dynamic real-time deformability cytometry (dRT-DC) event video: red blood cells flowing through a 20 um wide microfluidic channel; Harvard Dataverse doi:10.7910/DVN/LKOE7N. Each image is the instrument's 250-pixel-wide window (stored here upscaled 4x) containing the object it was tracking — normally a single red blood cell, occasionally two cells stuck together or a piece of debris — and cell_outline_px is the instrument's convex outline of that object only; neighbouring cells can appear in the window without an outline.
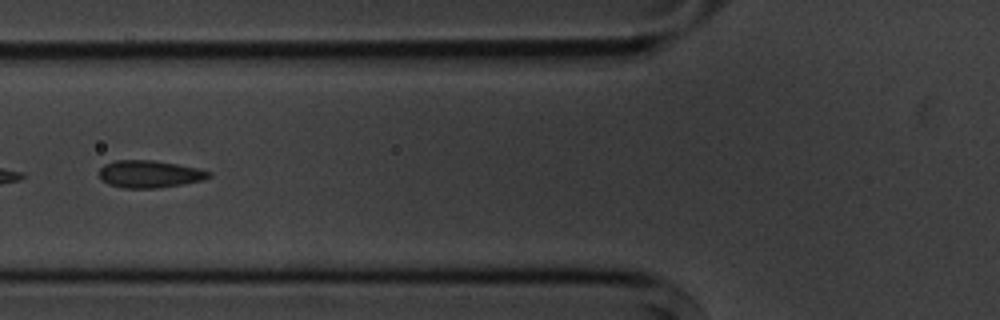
{"species": "common noctule bat (a hibernating species)", "species_latin": "Nyctalus noctula", "temperature_condition": "cold", "stored_images_in_passage": 3, "camera_frame_rate_fps": 3000, "um_per_image_px": 0.085, "animal": {"sex": "male", "body_mass_g": 20.1, "forearm_length_mm": 53.5}, "frame": {"image": 1, "passage_image": 3, "time_ms": 2.333, "image_size_px": [1000, 320], "cell_outline_px": [[212, 176], [204, 180], [160, 188], [124, 188], [108, 184], [100, 180], [96, 172], [104, 164], [116, 160], [152, 160], [200, 168], [212, 172]], "centroid_in_image_um": [12.69, 14.8], "position_along_channel_um": 113.1, "area_um2": 17.8}}